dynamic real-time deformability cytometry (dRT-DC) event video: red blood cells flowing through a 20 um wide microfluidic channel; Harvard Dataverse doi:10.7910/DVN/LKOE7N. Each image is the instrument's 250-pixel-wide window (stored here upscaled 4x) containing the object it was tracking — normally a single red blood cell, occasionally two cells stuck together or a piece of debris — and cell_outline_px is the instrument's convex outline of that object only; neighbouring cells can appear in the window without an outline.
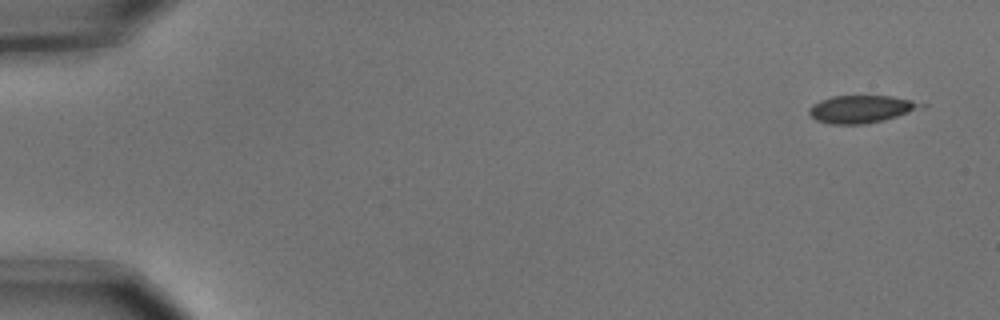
{"species": "common noctule bat (a hibernating species)", "species_latin": "Nyctalus noctula", "temperature_condition": "cold", "stored_images_in_passage": 4, "camera_frame_rate_fps": 3000, "um_per_image_px": 0.085, "animal": {"sex": "male", "body_mass_g": 15.6}, "frame": {"image": 1, "passage_image": 1, "time_ms": 0.0, "image_size_px": [1000, 320], "cell_outline_px": [[928, 104], [924, 108], [884, 120], [864, 124], [832, 124], [816, 120], [808, 112], [808, 108], [812, 104], [820, 100], [832, 96], [892, 96], [912, 100]], "centroid_in_image_um": [73.23, 9.26], "position_along_channel_um": 11.8, "area_um2": 18.09}}